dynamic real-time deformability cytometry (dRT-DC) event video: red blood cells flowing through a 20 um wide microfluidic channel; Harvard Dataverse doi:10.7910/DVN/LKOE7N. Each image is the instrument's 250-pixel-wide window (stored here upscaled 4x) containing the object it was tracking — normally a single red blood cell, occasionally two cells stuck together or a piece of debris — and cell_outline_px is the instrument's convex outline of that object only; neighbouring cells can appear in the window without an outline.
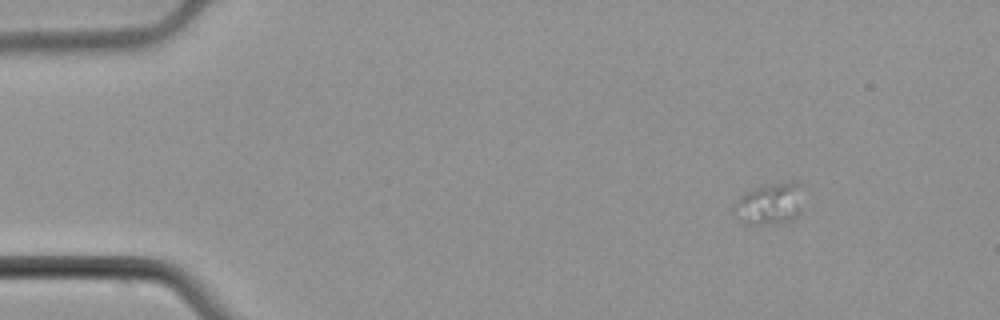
{"species": "common noctule bat (a hibernating species)", "species_latin": "Nyctalus noctula", "temperature_condition": "cold", "stored_images_in_passage": 9, "camera_frame_rate_fps": 3000, "um_per_image_px": 0.085, "animal": {"sex": "male", "body_mass_g": 21.5, "forearm_length_mm": 52.0}, "frame": {"image": 1, "passage_image": 3, "time_ms": 2.333, "image_size_px": [1000, 320], "cell_outline_px": [[800, 212], [792, 220], [776, 224], [748, 224], [740, 220], [732, 204], [744, 192], [756, 188], [788, 180], [796, 180], [800, 208]], "centroid_in_image_um": [65.37, 17.33], "position_along_channel_um": 19.6, "area_um2": 16.36}}
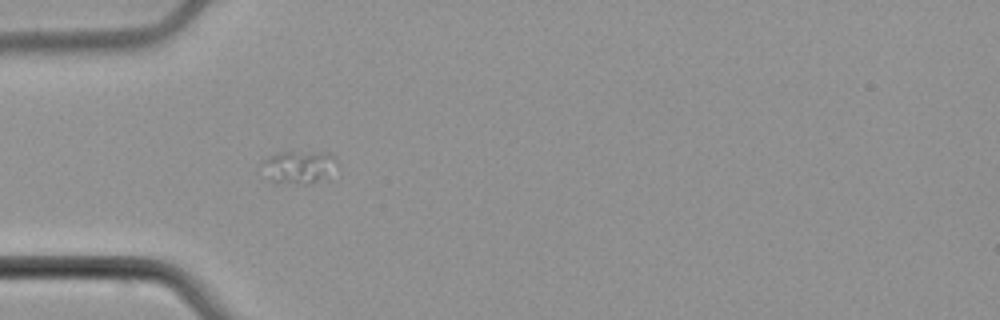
{"frame": {"image": 2, "passage_image": 6, "time_ms": 6.0, "image_size_px": [1000, 320], "cell_outline_px": [[336, 164], [328, 180], [312, 184], [276, 184], [272, 180], [260, 164], [268, 156], [280, 152], [324, 152], [336, 156]], "centroid_in_image_um": [25.45, 14.22], "position_along_channel_um": 59.5, "area_um2": 14.74}}